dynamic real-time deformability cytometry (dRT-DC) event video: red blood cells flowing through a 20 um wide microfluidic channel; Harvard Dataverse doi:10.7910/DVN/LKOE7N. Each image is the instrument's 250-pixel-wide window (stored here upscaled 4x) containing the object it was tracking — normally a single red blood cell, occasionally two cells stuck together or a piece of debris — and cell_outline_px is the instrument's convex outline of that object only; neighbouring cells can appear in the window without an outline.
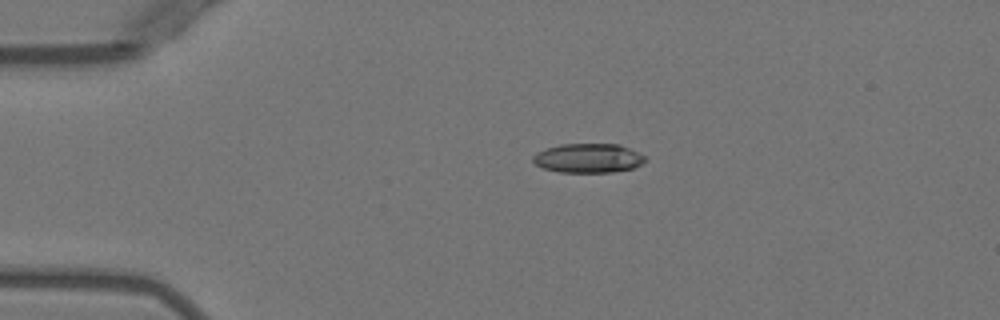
{"species": "Egyptian fruit bat (a non-hibernating species)", "species_latin": "Rousettus aegyptiacus", "temperature_condition": "warm", "stored_images_in_passage": 3, "camera_frame_rate_fps": 3000, "um_per_image_px": 0.085, "animal": {"sex": "female"}, "frame": {"image": 1, "passage_image": 2, "time_ms": 1.0, "image_size_px": [1000, 320], "cell_outline_px": [[644, 160], [640, 164], [632, 168], [612, 172], [560, 172], [544, 168], [536, 164], [532, 160], [532, 156], [536, 152], [544, 148], [560, 144], [620, 144], [644, 156]], "centroid_in_image_um": [49.93, 13.43], "position_along_channel_um": 35.1, "area_um2": 18.96}}